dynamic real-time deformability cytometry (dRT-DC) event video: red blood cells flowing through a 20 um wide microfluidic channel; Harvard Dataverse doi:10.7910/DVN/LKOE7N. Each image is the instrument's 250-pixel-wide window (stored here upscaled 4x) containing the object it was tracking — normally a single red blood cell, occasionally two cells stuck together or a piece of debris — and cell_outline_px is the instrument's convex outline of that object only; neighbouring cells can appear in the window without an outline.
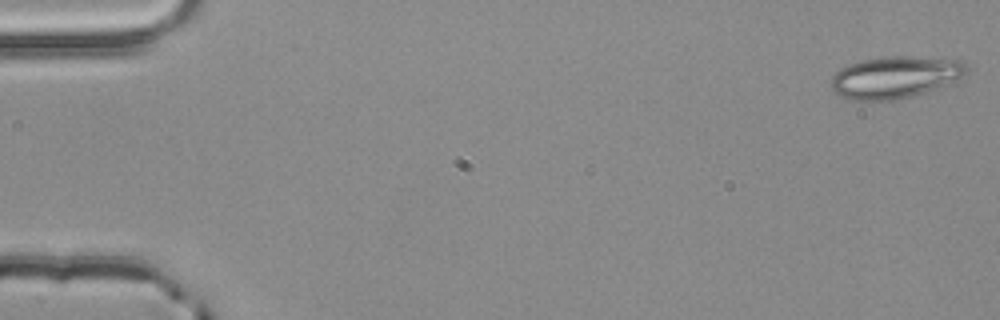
{"species": "common noctule bat (a hibernating species)", "species_latin": "Nyctalus noctula", "temperature_condition": "room temperature", "stored_images_in_passage": 54, "camera_frame_rate_fps": 3000, "um_per_image_px": 0.085, "animal": {"sex": "male", "body_mass_g": 20.4}, "frame": {"image": 1, "passage_image": 1, "time_ms": 0.0, "image_size_px": [1000, 320], "cell_outline_px": [[968, 72], [936, 88], [912, 96], [896, 100], [856, 100], [844, 96], [836, 92], [832, 88], [832, 76], [840, 68], [864, 60], [884, 56], [904, 56], [960, 60], [968, 68]], "centroid_in_image_um": [76.07, 6.55], "position_along_channel_um": 8.9, "area_um2": 32.31}}
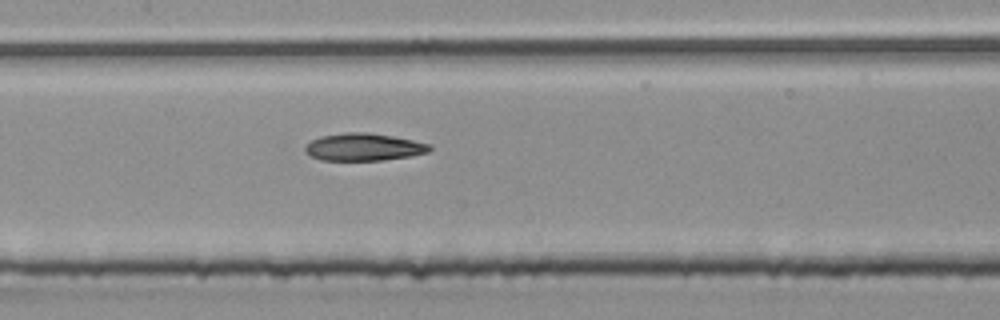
{"frame": {"image": 2, "passage_image": 26, "time_ms": 8.333, "image_size_px": [1000, 320], "cell_outline_px": [[432, 148], [428, 152], [412, 156], [384, 160], [320, 160], [304, 152], [304, 144], [312, 140], [324, 136], [344, 132], [364, 132], [392, 136], [432, 144]], "centroid_in_image_um": [30.92, 12.5], "position_along_channel_um": 176.5, "area_um2": 19.94}}
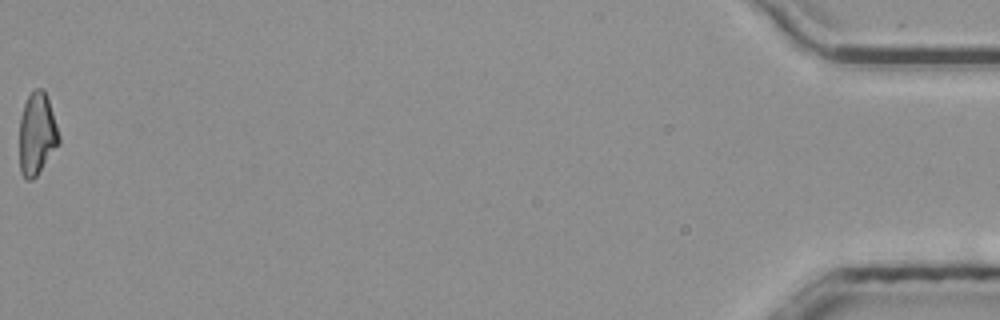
{"frame": {"image": 3, "passage_image": 54, "time_ms": 17.667, "image_size_px": [1000, 320], "cell_outline_px": [[60, 144], [36, 176], [32, 180], [28, 180], [20, 172], [20, 116], [24, 104], [28, 96], [36, 88], [44, 88], [60, 136]], "centroid_in_image_um": [3.14, 11.39], "position_along_channel_um": 432.1, "area_um2": 18.84}, "authors_computed_cell_mechanics": {"area_um2": 19.9699, "velocity_mm_per_s": 3.8768, "shape_relaxation_time_tau1_ms": null, "shape_relaxation_time_tau2_ms": 4.821, "deformation_change_tau1": null, "deformation_change_tau2": 0.1379}}